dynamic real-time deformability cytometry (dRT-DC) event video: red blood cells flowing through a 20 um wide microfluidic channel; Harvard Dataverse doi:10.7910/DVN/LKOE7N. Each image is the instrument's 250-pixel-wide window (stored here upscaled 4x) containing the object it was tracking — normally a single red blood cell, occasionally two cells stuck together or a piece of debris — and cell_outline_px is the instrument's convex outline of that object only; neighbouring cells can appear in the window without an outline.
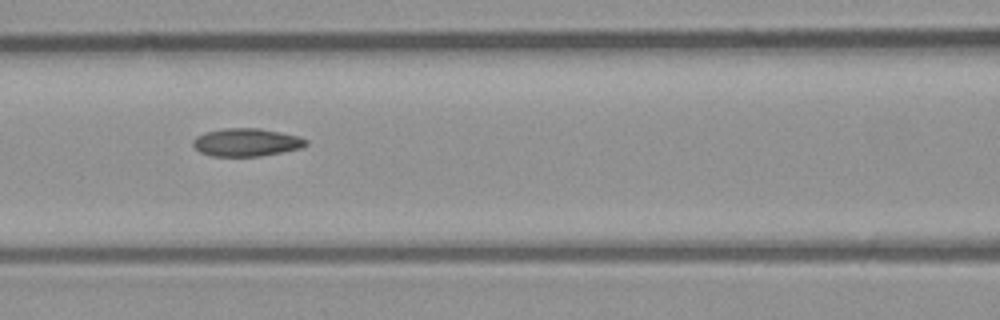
{"species": "common noctule bat (a hibernating species)", "species_latin": "Nyctalus noctula", "temperature_condition": "room temperature", "stored_images_in_passage": 8, "camera_frame_rate_fps": 3000, "um_per_image_px": 0.085, "animal": {"sex": "male", "body_mass_g": 23.1, "forearm_length_mm": 52.7}, "frame": {"image": 1, "passage_image": 5, "time_ms": 1.333, "image_size_px": [1000, 320], "cell_outline_px": [[308, 144], [300, 148], [260, 156], [212, 156], [200, 152], [192, 144], [192, 140], [196, 136], [204, 132], [224, 128], [260, 128], [300, 136], [308, 140]], "centroid_in_image_um": [20.93, 12.09], "position_along_channel_um": 145.7, "area_um2": 18.44}}
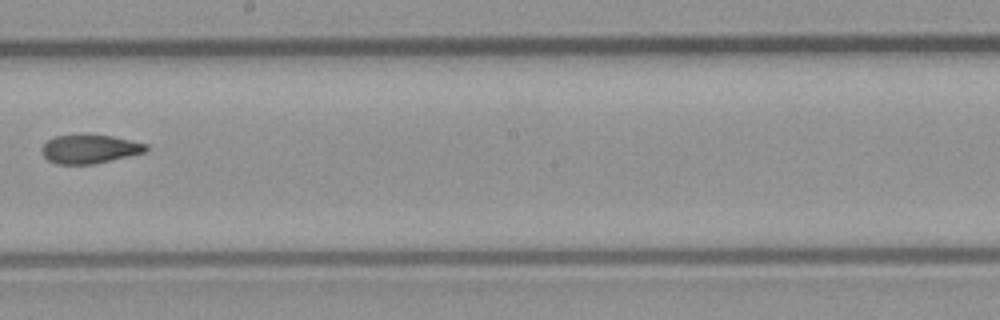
{"frame": {"image": 2, "passage_image": 7, "time_ms": 2.0, "image_size_px": [1000, 320], "cell_outline_px": [[148, 148], [144, 152], [92, 164], [56, 164], [48, 160], [40, 152], [40, 148], [48, 140], [56, 136], [84, 132], [112, 136], [132, 140], [148, 144]], "centroid_in_image_um": [7.57, 12.62], "position_along_channel_um": 240.6, "area_um2": 17.86}}
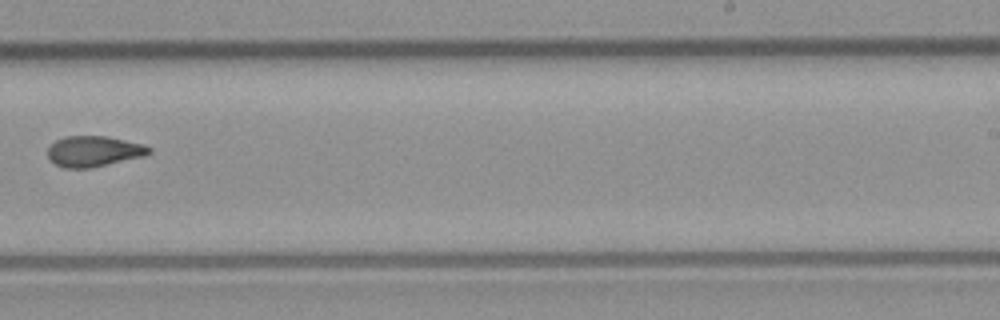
{"frame": {"image": 3, "passage_image": 8, "time_ms": 2.333, "image_size_px": [1000, 320], "cell_outline_px": [[152, 152], [144, 156], [92, 168], [64, 168], [56, 164], [48, 156], [48, 148], [56, 140], [64, 136], [104, 136], [144, 144], [152, 148]], "centroid_in_image_um": [7.99, 12.86], "position_along_channel_um": 281.0, "area_um2": 18.09}}